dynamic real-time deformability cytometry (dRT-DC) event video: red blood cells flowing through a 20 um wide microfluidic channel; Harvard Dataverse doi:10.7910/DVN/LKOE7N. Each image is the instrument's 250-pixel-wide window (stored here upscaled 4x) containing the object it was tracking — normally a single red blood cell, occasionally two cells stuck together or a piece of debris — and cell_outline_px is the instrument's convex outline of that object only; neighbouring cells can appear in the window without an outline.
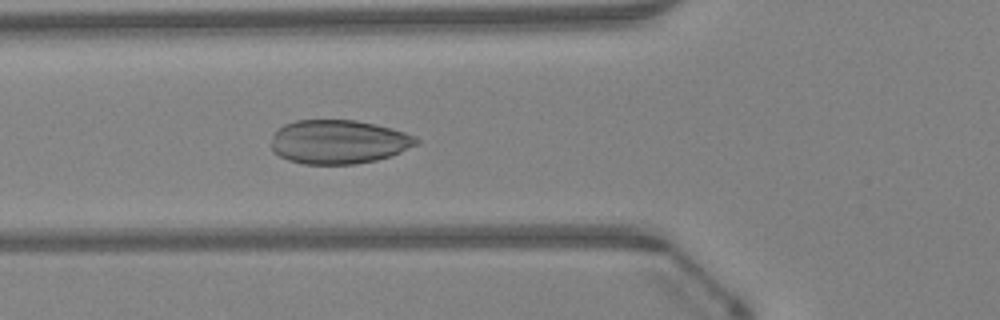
{"species": "Egyptian fruit bat (a non-hibernating species)", "species_latin": "Rousettus aegyptiacus", "temperature_condition": "warm", "stored_images_in_passage": 47, "camera_frame_rate_fps": 3000, "um_per_image_px": 0.085, "animal": {"sex": "female"}, "frame": {"image": 1, "passage_image": 17, "time_ms": 5.333, "image_size_px": [1000, 320], "cell_outline_px": [[420, 144], [392, 156], [376, 160], [356, 164], [304, 164], [288, 160], [272, 152], [272, 136], [284, 124], [296, 120], [356, 120], [392, 128], [416, 136], [420, 140]], "centroid_in_image_um": [28.82, 12.06], "position_along_channel_um": 97.0, "area_um2": 37.4}}
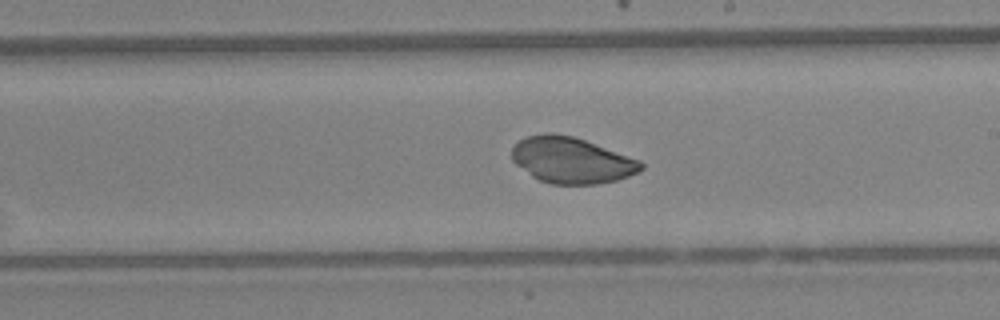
{"frame": {"image": 2, "passage_image": 27, "time_ms": 8.667, "image_size_px": [1000, 320], "cell_outline_px": [[644, 168], [628, 176], [616, 180], [596, 184], [552, 184], [540, 180], [532, 176], [516, 164], [512, 160], [512, 148], [520, 140], [528, 136], [544, 132], [548, 132], [572, 136], [584, 140], [640, 160], [644, 164]], "centroid_in_image_um": [48.57, 13.62], "position_along_channel_um": 240.4, "area_um2": 34.33}}
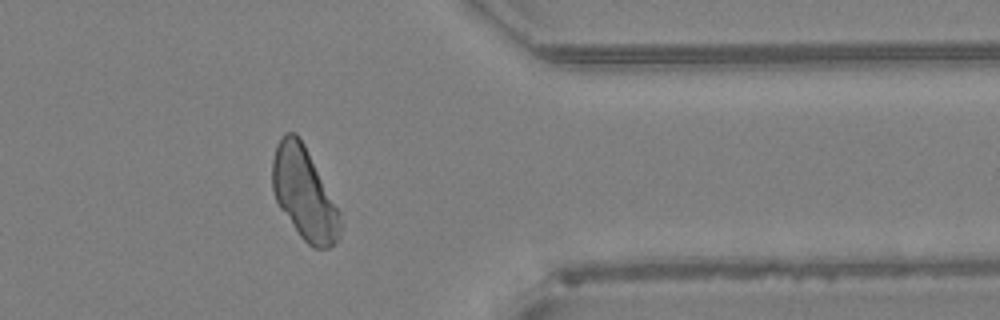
{"frame": {"image": 3, "passage_image": 38, "time_ms": 12.333, "image_size_px": [1000, 320], "cell_outline_px": [[344, 224], [340, 236], [328, 248], [312, 248], [300, 236], [280, 208], [276, 200], [272, 188], [272, 160], [276, 144], [284, 132], [296, 132], [304, 144], [340, 212]], "centroid_in_image_um": [25.86, 16.46], "position_along_channel_um": 385.5, "area_um2": 36.47}}